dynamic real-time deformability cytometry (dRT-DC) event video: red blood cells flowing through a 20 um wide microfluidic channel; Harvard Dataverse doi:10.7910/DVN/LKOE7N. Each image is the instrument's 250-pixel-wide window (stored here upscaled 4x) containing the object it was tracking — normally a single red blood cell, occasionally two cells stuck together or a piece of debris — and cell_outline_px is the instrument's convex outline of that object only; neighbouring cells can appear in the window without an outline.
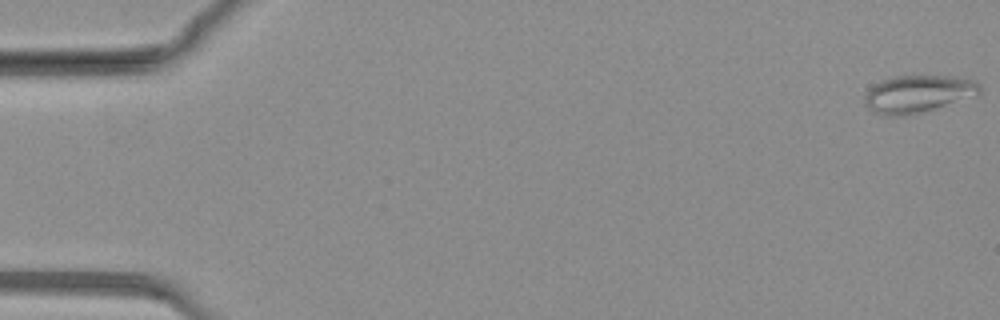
{"species": "common noctule bat (a hibernating species)", "species_latin": "Nyctalus noctula", "temperature_condition": "warm", "stored_images_in_passage": 79, "camera_frame_rate_fps": 3000, "um_per_image_px": 0.085, "animal": {"sex": "female", "body_mass_g": 19.3, "forearm_length_mm": 54.1}, "frame": {"image": 1, "passage_image": 1, "time_ms": 0.0, "image_size_px": [1000, 320], "cell_outline_px": [[980, 92], [932, 108], [904, 116], [884, 116], [872, 112], [864, 104], [864, 96], [868, 88], [884, 80], [896, 76], [948, 76], [976, 80], [980, 84]], "centroid_in_image_um": [77.92, 7.97], "position_along_channel_um": 7.1, "area_um2": 24.39}}
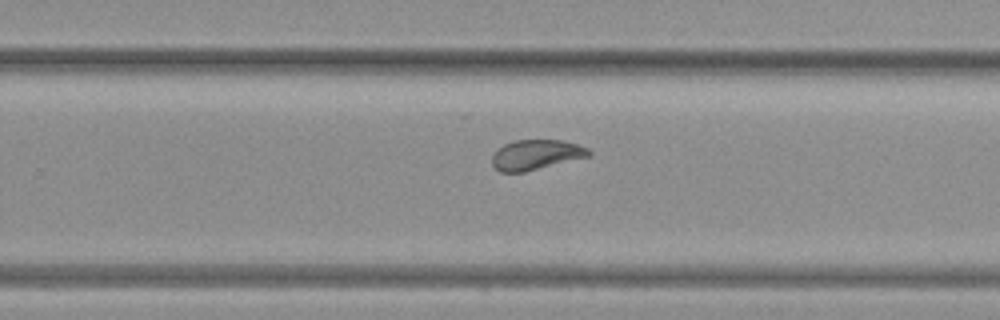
{"frame": {"image": 2, "passage_image": 51, "time_ms": 16.667, "image_size_px": [1000, 320], "cell_outline_px": [[592, 152], [588, 156], [524, 172], [500, 172], [492, 164], [492, 156], [504, 144], [516, 140], [564, 140], [588, 148]], "centroid_in_image_um": [45.56, 13.15], "position_along_channel_um": 284.2, "area_um2": 16.65}}
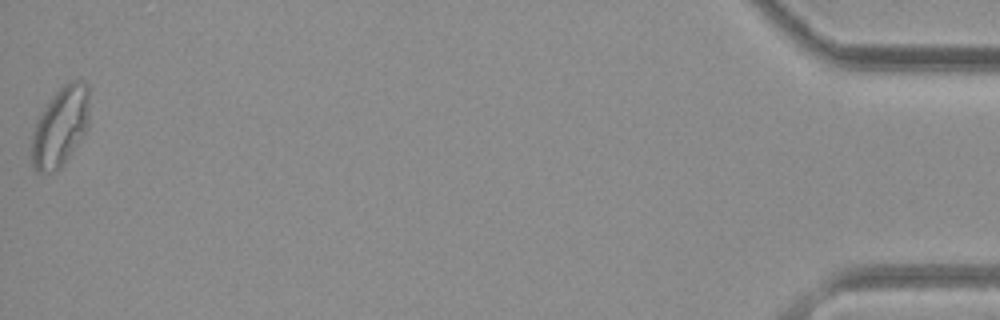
{"frame": {"image": 3, "passage_image": 79, "time_ms": 26.0, "image_size_px": [1000, 320], "cell_outline_px": [[88, 124], [84, 132], [68, 156], [52, 172], [40, 172], [32, 164], [32, 132], [36, 116], [52, 96], [64, 84], [72, 80], [84, 80], [88, 84]], "centroid_in_image_um": [5.1, 10.68], "position_along_channel_um": 430.1, "area_um2": 26.24}}